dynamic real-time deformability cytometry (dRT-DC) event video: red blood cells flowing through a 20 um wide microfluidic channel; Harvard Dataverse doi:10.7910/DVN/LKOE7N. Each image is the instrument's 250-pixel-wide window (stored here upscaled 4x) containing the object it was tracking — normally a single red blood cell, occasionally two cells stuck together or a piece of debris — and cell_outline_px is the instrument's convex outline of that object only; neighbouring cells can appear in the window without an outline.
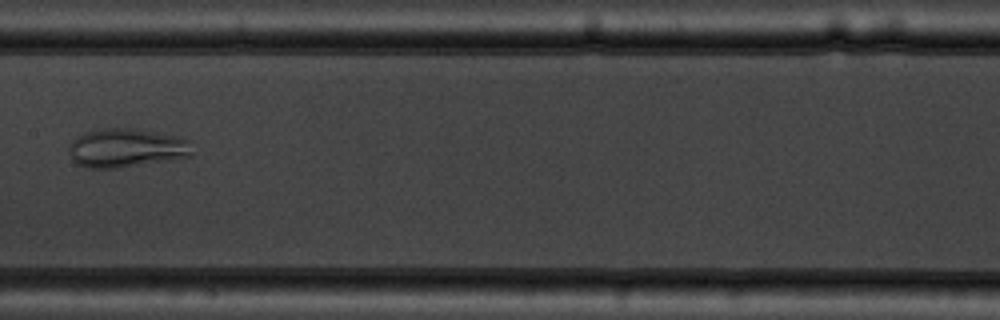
{"species": "common noctule bat (a hibernating species)", "species_latin": "Nyctalus noctula", "temperature_condition": "warm", "stored_images_in_passage": 8, "camera_frame_rate_fps": 3000, "um_per_image_px": 0.085, "animal": {"sex": "male", "body_mass_g": 19.5, "forearm_length_mm": 54.6}, "frame": {"image": 1, "passage_image": 8, "time_ms": 8.333, "image_size_px": [1000, 320], "cell_outline_px": [[192, 156], [172, 160], [120, 168], [84, 168], [76, 164], [72, 160], [68, 152], [68, 144], [76, 136], [84, 132], [100, 128], [128, 128], [180, 136], [188, 140]], "centroid_in_image_um": [10.68, 12.59], "position_along_channel_um": 196.7, "area_um2": 28.32}}